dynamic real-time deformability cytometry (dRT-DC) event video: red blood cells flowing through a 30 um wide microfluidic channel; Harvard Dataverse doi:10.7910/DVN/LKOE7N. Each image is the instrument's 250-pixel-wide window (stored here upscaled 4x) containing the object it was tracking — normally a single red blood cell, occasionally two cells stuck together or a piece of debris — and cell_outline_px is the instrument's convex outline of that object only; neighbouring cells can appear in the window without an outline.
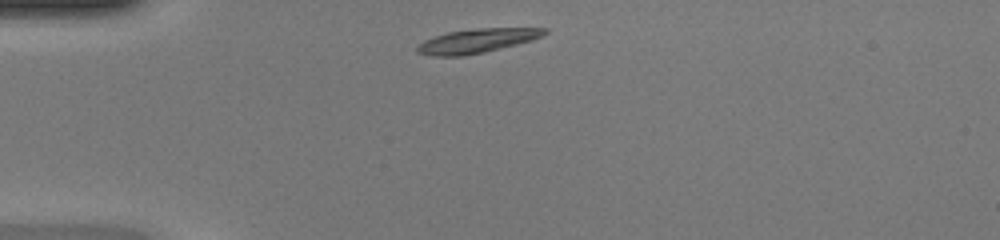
{"species": "common noctule bat (a hibernating species)", "species_latin": "Nyctalus noctula", "temperature_condition": "warm", "stored_images_in_passage": 32, "camera_frame_rate_fps": 3000, "um_per_image_px": 0.085, "animal": {"sex": "female", "body_mass_g": 20.0, "forearm_length_mm": 54.0}, "frame": {"image": 1, "passage_image": 1, "time_ms": 0.0, "image_size_px": [1000, 240], "cell_outline_px": [[548, 32], [532, 40], [484, 52], [464, 56], [432, 56], [416, 52], [416, 48], [424, 40], [448, 32], [476, 28], [548, 28]], "centroid_in_image_um": [40.53, 3.47], "position_along_channel_um": 44.5, "area_um2": 17.69}}
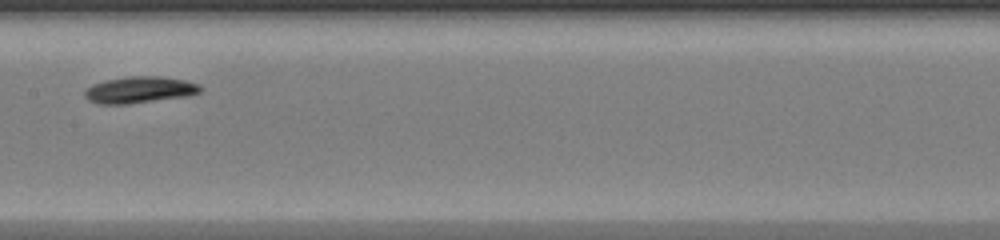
{"frame": {"image": 2, "passage_image": 14, "time_ms": 4.333, "image_size_px": [1000, 240], "cell_outline_px": [[204, 88], [200, 92], [188, 96], [128, 104], [96, 104], [88, 100], [84, 96], [84, 92], [92, 84], [104, 80], [128, 76], [160, 76], [184, 80], [200, 84]], "centroid_in_image_um": [11.86, 7.63], "position_along_channel_um": 195.5, "area_um2": 18.09}}
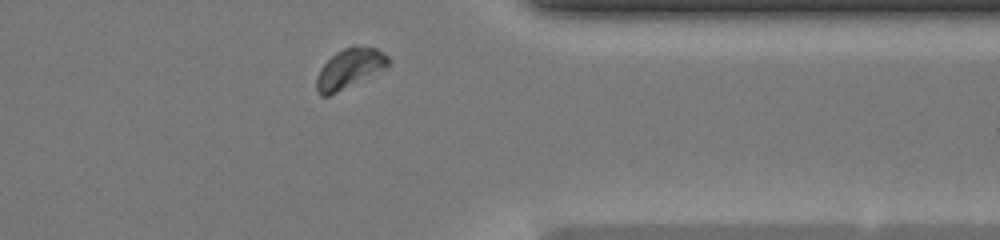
{"frame": {"image": 3, "passage_image": 28, "time_ms": 9.0, "image_size_px": [1000, 240], "cell_outline_px": [[392, 64], [388, 68], [328, 96], [320, 96], [316, 88], [316, 76], [320, 68], [336, 52], [352, 44], [376, 48], [388, 56], [392, 60]], "centroid_in_image_um": [29.76, 5.8], "position_along_channel_um": 381.6, "area_um2": 16.94}, "authors_computed_cell_mechanics": {"area_um2": 16.8487, "velocity_mm_per_s": 4.1503, "shape_relaxation_time_tau1_ms": 1.3695, "shape_relaxation_time_tau2_ms": null, "deformation_change_tau1": 0.1275, "deformation_change_tau2": null}}